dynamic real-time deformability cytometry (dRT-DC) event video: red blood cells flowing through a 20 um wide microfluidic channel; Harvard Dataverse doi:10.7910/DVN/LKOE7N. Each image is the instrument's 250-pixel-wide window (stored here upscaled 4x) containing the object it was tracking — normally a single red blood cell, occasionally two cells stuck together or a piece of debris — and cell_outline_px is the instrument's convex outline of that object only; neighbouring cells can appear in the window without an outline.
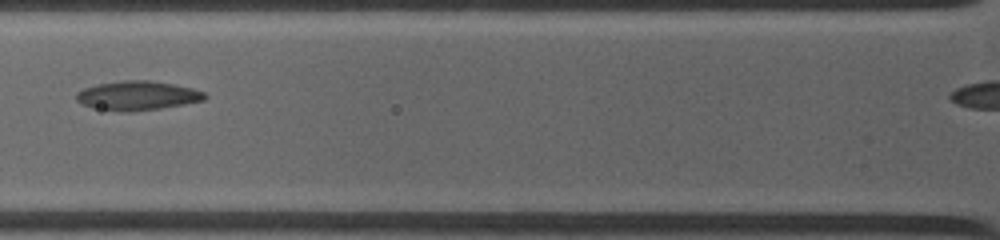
{"species": "common noctule bat (a hibernating species)", "species_latin": "Nyctalus noctula", "temperature_condition": "warm", "stored_images_in_passage": 4, "camera_frame_rate_fps": 4500, "um_per_image_px": 0.085, "animal": {"sex": "female", "body_mass_g": 19.0, "forearm_length_mm": 53.3}, "frame": {"image": 1, "passage_image": 3, "time_ms": 1.556, "image_size_px": [1000, 240], "cell_outline_px": [[208, 96], [204, 100], [184, 104], [160, 108], [128, 112], [124, 112], [92, 108], [80, 104], [76, 100], [76, 92], [84, 88], [96, 84], [124, 80], [148, 80], [172, 84], [192, 88], [204, 92]], "centroid_in_image_um": [11.64, 8.13], "position_along_channel_um": 114.2, "area_um2": 21.91}}
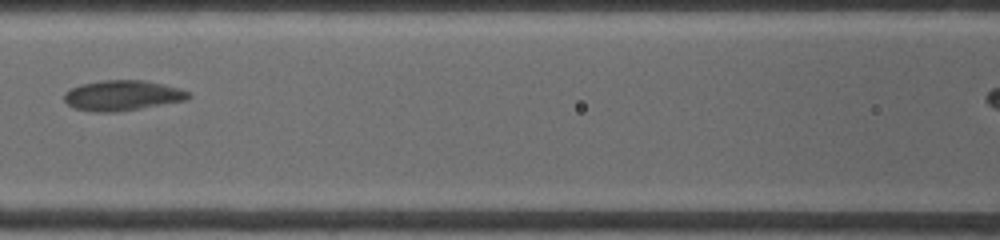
{"frame": {"image": 2, "passage_image": 4, "time_ms": 2.667, "image_size_px": [1000, 240], "cell_outline_px": [[192, 96], [188, 100], [116, 112], [96, 112], [72, 108], [64, 100], [64, 92], [80, 84], [100, 80], [144, 80], [164, 84], [180, 88], [188, 92]], "centroid_in_image_um": [10.4, 8.11], "position_along_channel_um": 156.2, "area_um2": 22.08}}